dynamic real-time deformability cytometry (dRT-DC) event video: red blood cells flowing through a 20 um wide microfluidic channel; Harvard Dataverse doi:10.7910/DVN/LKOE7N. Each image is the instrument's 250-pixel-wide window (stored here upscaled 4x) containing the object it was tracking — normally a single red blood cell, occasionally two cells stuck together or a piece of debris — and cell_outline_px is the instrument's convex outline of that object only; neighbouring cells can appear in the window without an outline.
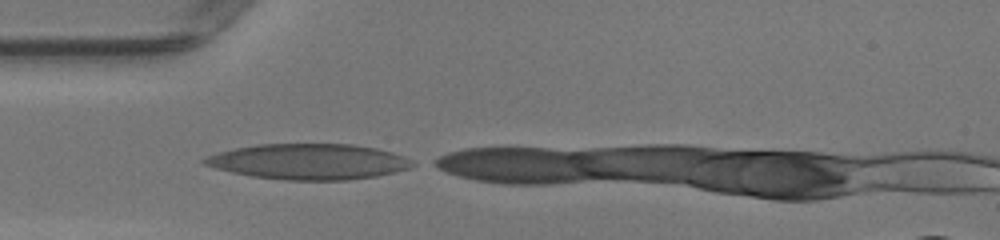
{"species": "human", "species_latin": "Homo sapiens", "temperature_condition": "warm", "stored_images_in_passage": 5, "camera_frame_rate_fps": 3000, "um_per_image_px": 0.085, "donor": {"sex": "female"}, "frame": {"image": 1, "passage_image": 1, "time_ms": 0.0, "image_size_px": [1000, 240], "cell_outline_px": [[416, 164], [408, 168], [396, 172], [376, 176], [348, 180], [284, 180], [252, 176], [232, 172], [216, 168], [204, 164], [200, 160], [208, 156], [220, 152], [236, 148], [256, 144], [352, 144], [376, 148], [392, 152], [404, 156], [412, 160]], "centroid_in_image_um": [26.27, 13.74], "position_along_channel_um": 58.7, "area_um2": 43.12}}
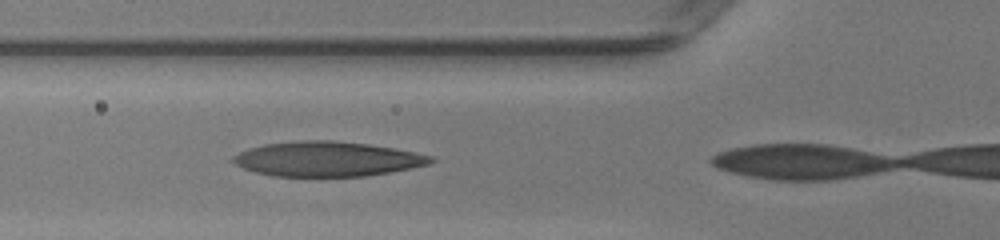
{"frame": {"image": 2, "passage_image": 4, "time_ms": 1.0, "image_size_px": [1000, 240], "cell_outline_px": [[436, 160], [428, 164], [388, 172], [364, 176], [272, 176], [256, 172], [244, 168], [236, 164], [232, 160], [232, 156], [240, 152], [264, 144], [296, 140], [332, 140], [368, 144], [396, 148], [416, 152], [432, 156]], "centroid_in_image_um": [27.81, 13.5], "position_along_channel_um": 98.0, "area_um2": 39.88}}